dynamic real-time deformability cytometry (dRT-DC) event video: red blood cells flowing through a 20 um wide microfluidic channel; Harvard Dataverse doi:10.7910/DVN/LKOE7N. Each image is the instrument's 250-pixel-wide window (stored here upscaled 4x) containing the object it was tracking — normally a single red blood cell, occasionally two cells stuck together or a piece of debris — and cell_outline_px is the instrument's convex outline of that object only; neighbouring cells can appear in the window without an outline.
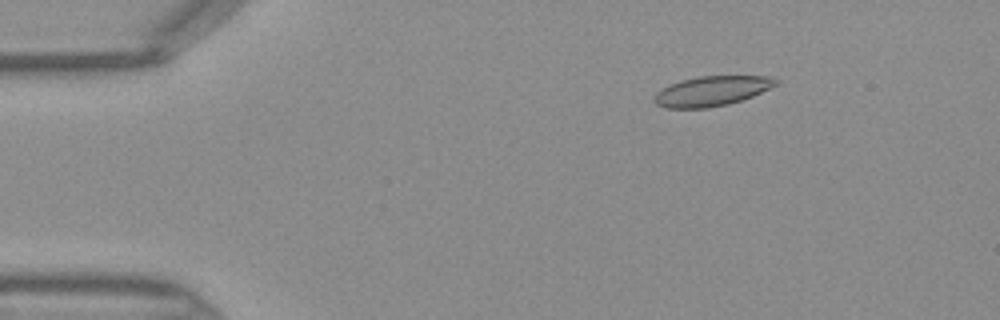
{"species": "Egyptian fruit bat (a non-hibernating species)", "species_latin": "Rousettus aegyptiacus", "temperature_condition": "warm", "stored_images_in_passage": 46, "camera_frame_rate_fps": 3000, "um_per_image_px": 0.085, "frame": {"image": 1, "passage_image": 7, "time_ms": 2.0, "image_size_px": [1000, 320], "cell_outline_px": [[780, 80], [776, 84], [744, 100], [728, 104], [708, 108], [664, 108], [656, 104], [652, 100], [652, 96], [656, 92], [680, 80], [700, 76], [768, 76]], "centroid_in_image_um": [60.46, 7.75], "position_along_channel_um": 24.5, "area_um2": 21.15}}
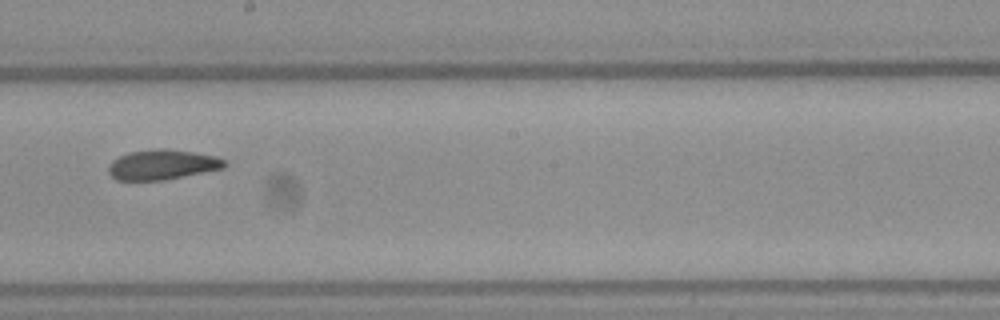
{"frame": {"image": 2, "passage_image": 26, "time_ms": 8.333, "image_size_px": [1000, 320], "cell_outline_px": [[228, 164], [224, 168], [164, 180], [116, 180], [108, 172], [108, 168], [112, 160], [128, 152], [160, 148], [164, 148], [192, 152], [216, 156], [224, 160]], "centroid_in_image_um": [13.79, 13.99], "position_along_channel_um": 234.4, "area_um2": 20.23}}
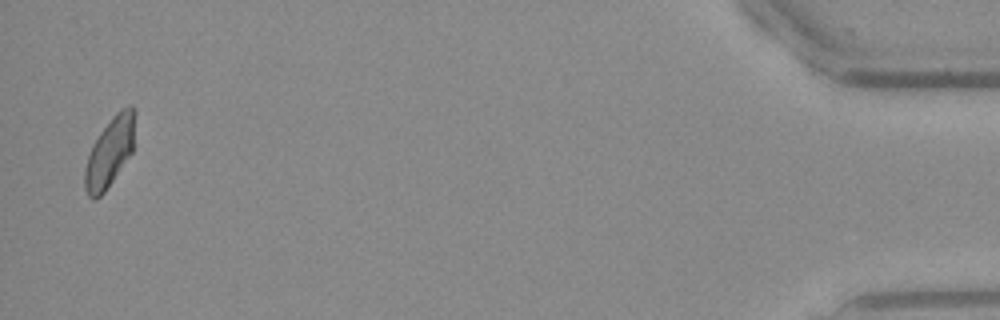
{"frame": {"image": 3, "passage_image": 45, "time_ms": 14.667, "image_size_px": [1000, 320], "cell_outline_px": [[136, 112], [132, 152], [104, 192], [96, 200], [92, 200], [88, 196], [84, 188], [84, 168], [92, 144], [100, 132], [112, 116], [116, 112], [124, 108], [132, 108]], "centroid_in_image_um": [9.3, 12.96], "position_along_channel_um": 425.9, "area_um2": 20.17}}